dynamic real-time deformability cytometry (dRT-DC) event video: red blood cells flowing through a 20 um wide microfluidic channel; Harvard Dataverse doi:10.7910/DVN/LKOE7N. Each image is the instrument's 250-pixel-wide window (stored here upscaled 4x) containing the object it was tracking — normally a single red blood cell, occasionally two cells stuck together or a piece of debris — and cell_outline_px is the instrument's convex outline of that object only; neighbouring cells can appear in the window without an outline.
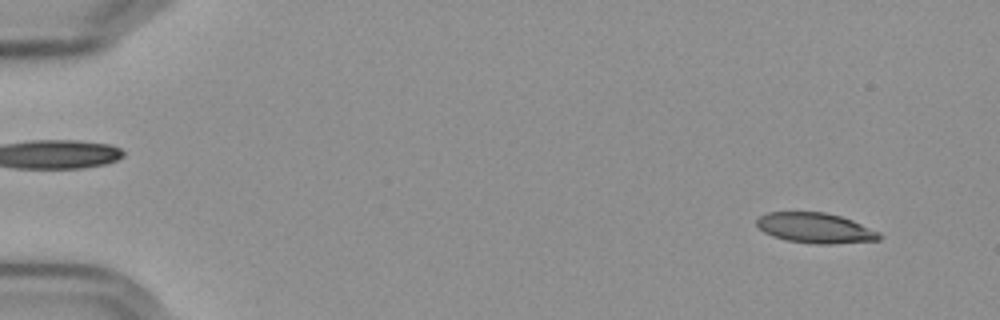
{"species": "Egyptian fruit bat (a non-hibernating species)", "species_latin": "Rousettus aegyptiacus", "temperature_condition": "cold", "stored_images_in_passage": 57, "camera_frame_rate_fps": 3000, "um_per_image_px": 0.085, "frame": {"image": 1, "passage_image": 5, "time_ms": 1.333, "image_size_px": [1000, 320], "cell_outline_px": [[884, 236], [880, 240], [832, 244], [816, 244], [788, 240], [772, 236], [764, 232], [756, 224], [756, 220], [760, 216], [768, 212], [824, 212], [840, 216], [852, 220], [880, 232]], "centroid_in_image_um": [69.33, 19.38], "position_along_channel_um": 15.7, "area_um2": 21.62}}
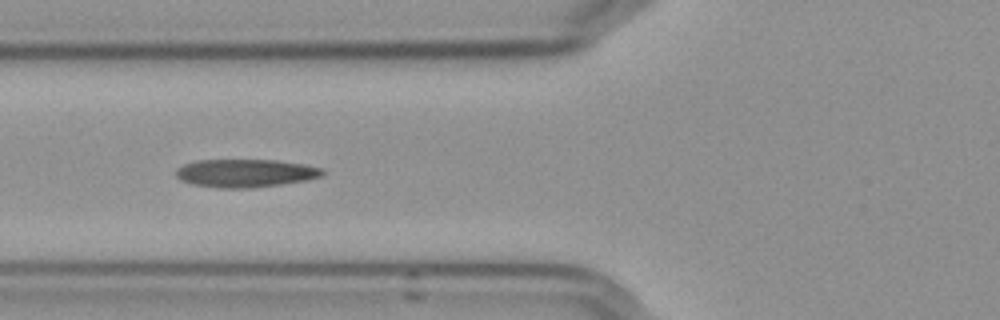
{"frame": {"image": 2, "passage_image": 23, "time_ms": 7.333, "image_size_px": [1000, 320], "cell_outline_px": [[328, 172], [324, 176], [308, 180], [252, 188], [216, 188], [192, 184], [180, 180], [176, 176], [176, 168], [184, 164], [196, 160], [276, 160], [304, 164], [324, 168]], "centroid_in_image_um": [20.9, 14.72], "position_along_channel_um": 104.9, "area_um2": 24.33}}
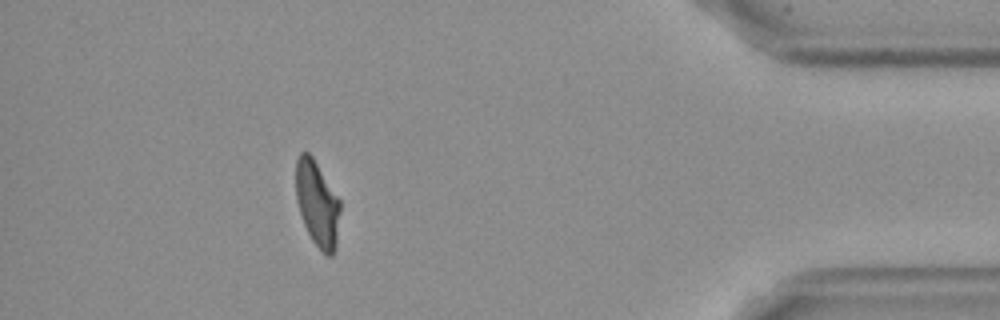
{"frame": {"image": 3, "passage_image": 52, "time_ms": 17.0, "image_size_px": [1000, 320], "cell_outline_px": [[340, 212], [336, 248], [332, 256], [328, 256], [312, 240], [304, 224], [296, 200], [296, 160], [300, 152], [308, 152], [312, 156], [340, 200]], "centroid_in_image_um": [26.97, 17.31], "position_along_channel_um": 408.2, "area_um2": 21.91}, "authors_computed_cell_mechanics": {"area_um2": 22.8888, "velocity_mm_per_s": 3.595, "shape_relaxation_time_tau1_ms": null, "shape_relaxation_time_tau2_ms": 3.0696, "deformation_change_tau1": null, "deformation_change_tau2": 0.0918}}